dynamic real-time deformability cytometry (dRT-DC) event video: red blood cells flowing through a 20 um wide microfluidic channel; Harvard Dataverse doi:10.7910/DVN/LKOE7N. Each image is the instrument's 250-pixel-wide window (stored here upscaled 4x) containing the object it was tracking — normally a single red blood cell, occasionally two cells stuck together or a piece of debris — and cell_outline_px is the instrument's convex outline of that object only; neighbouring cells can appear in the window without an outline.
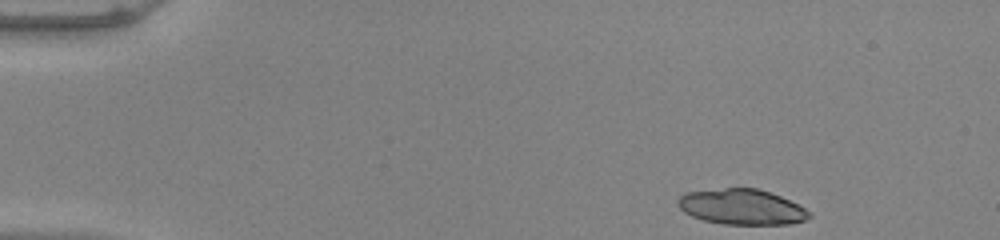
{"species": "common noctule bat (a hibernating species)", "species_latin": "Nyctalus noctula", "temperature_condition": "warm", "stored_images_in_passage": 46, "segment_of_instrument_passage": [1, 2], "camera_frame_rate_fps": 3000, "um_per_image_px": 0.085, "animal": {"sex": "male", "body_mass_g": 20.0, "forearm_length_mm": 53.3}, "frame": {"image": 1, "passage_image": 1, "time_ms": 0.0, "image_size_px": [1000, 240], "cell_outline_px": [[812, 216], [804, 220], [788, 224], [724, 224], [704, 220], [692, 216], [684, 212], [676, 204], [676, 200], [684, 192], [724, 188], [756, 188], [780, 196], [804, 208]], "centroid_in_image_um": [62.98, 17.58], "position_along_channel_um": 22.0, "area_um2": 26.93}}
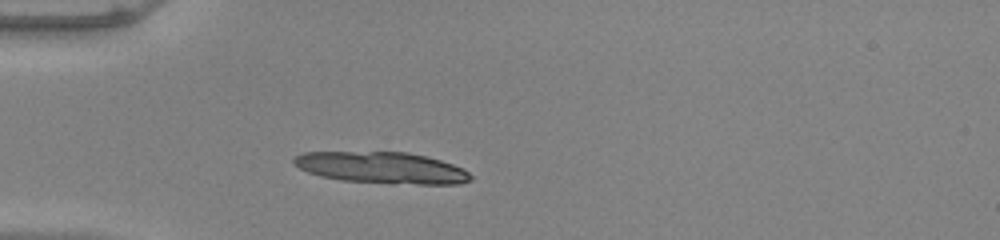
{"frame": {"image": 2, "passage_image": 10, "time_ms": 3.0, "image_size_px": [1000, 240], "cell_outline_px": [[472, 180], [460, 184], [416, 184], [340, 180], [320, 176], [308, 172], [292, 164], [292, 160], [296, 156], [304, 152], [408, 152], [428, 156], [464, 168], [472, 176]], "centroid_in_image_um": [32.47, 14.25], "position_along_channel_um": 52.5, "area_um2": 32.43}}